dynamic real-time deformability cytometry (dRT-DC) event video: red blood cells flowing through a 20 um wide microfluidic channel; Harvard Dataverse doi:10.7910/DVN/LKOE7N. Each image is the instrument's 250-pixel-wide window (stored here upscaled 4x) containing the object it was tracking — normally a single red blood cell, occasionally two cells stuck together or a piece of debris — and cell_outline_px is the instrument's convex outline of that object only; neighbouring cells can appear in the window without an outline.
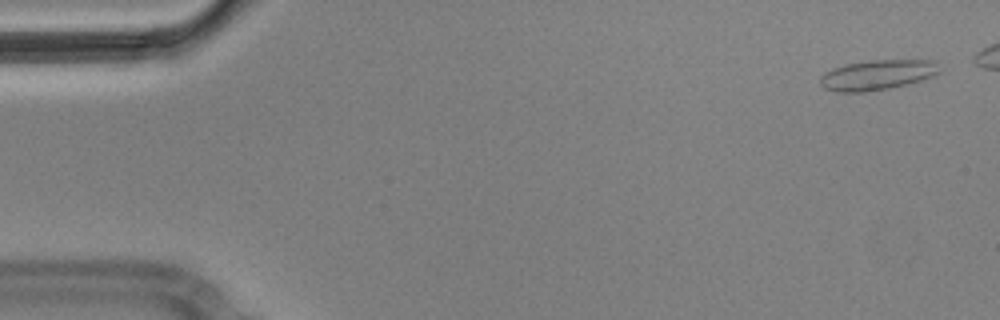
{"species": "Egyptian fruit bat (a non-hibernating species)", "species_latin": "Rousettus aegyptiacus", "temperature_condition": "cold", "stored_images_in_passage": 6, "camera_frame_rate_fps": 3000, "um_per_image_px": 0.085, "animal": {"sex": "male"}, "frame": {"image": 1, "passage_image": 1, "time_ms": 0.0, "image_size_px": [1000, 320], "cell_outline_px": [[940, 72], [932, 76], [908, 84], [868, 92], [836, 92], [824, 88], [820, 84], [820, 76], [824, 72], [832, 68], [844, 64], [868, 60], [936, 60]], "centroid_in_image_um": [74.53, 6.36], "position_along_channel_um": 10.5, "area_um2": 21.1}}